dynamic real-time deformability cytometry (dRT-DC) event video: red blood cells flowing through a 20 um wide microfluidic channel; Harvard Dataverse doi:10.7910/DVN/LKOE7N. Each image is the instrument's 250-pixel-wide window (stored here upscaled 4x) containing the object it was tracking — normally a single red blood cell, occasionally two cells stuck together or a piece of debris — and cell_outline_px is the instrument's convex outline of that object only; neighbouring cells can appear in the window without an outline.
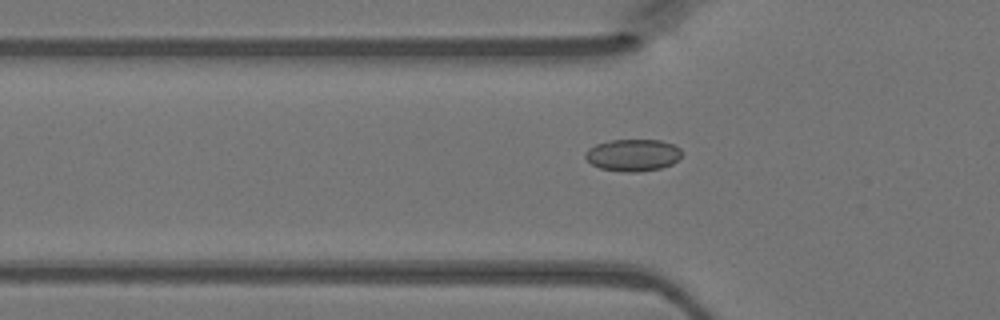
{"species": "Egyptian fruit bat (a non-hibernating species)", "species_latin": "Rousettus aegyptiacus", "temperature_condition": "warm", "stored_images_in_passage": 47, "segment_of_instrument_passage": [1, 2], "camera_frame_rate_fps": 3000, "um_per_image_px": 0.085, "animal": {"sex": "female"}, "frame": {"image": 1, "passage_image": 14, "time_ms": 4.333, "image_size_px": [1000, 320], "cell_outline_px": [[680, 156], [672, 164], [660, 168], [636, 172], [624, 172], [600, 168], [592, 164], [584, 156], [584, 152], [588, 148], [596, 144], [612, 140], [660, 140], [672, 144], [680, 148]], "centroid_in_image_um": [53.76, 13.18], "position_along_channel_um": 72.0, "area_um2": 17.86}}
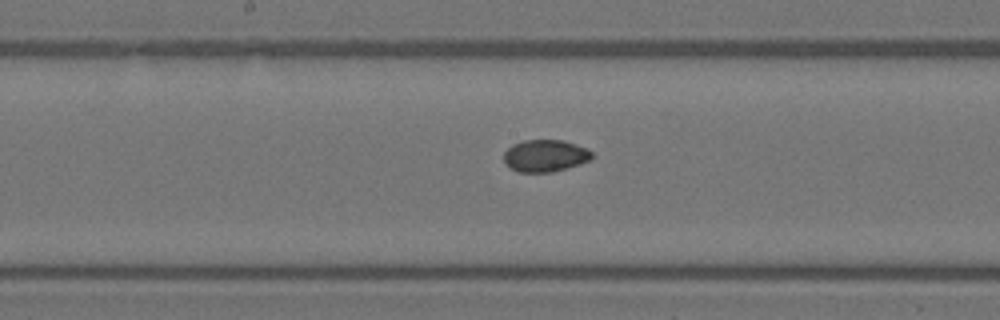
{"frame": {"image": 2, "passage_image": 23, "time_ms": 7.333, "image_size_px": [1000, 320], "cell_outline_px": [[592, 156], [588, 160], [580, 164], [552, 172], [516, 172], [504, 160], [504, 152], [512, 144], [524, 140], [564, 140], [588, 148], [592, 152]], "centroid_in_image_um": [46.34, 13.23], "position_along_channel_um": 201.9, "area_um2": 16.42}}
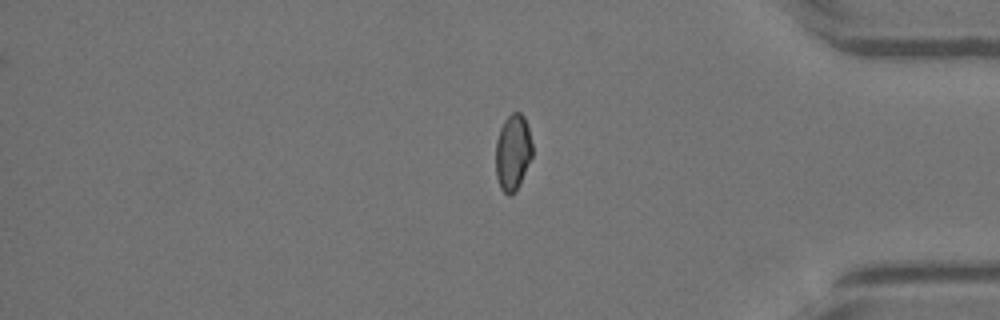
{"frame": {"image": 3, "passage_image": 38, "time_ms": 12.333, "image_size_px": [1000, 320], "cell_outline_px": [[532, 156], [520, 184], [516, 192], [512, 196], [508, 196], [500, 188], [496, 176], [496, 140], [500, 128], [504, 120], [512, 112], [520, 112], [524, 116], [528, 128], [532, 144]], "centroid_in_image_um": [43.58, 12.97], "position_along_channel_um": 391.6, "area_um2": 16.42}}